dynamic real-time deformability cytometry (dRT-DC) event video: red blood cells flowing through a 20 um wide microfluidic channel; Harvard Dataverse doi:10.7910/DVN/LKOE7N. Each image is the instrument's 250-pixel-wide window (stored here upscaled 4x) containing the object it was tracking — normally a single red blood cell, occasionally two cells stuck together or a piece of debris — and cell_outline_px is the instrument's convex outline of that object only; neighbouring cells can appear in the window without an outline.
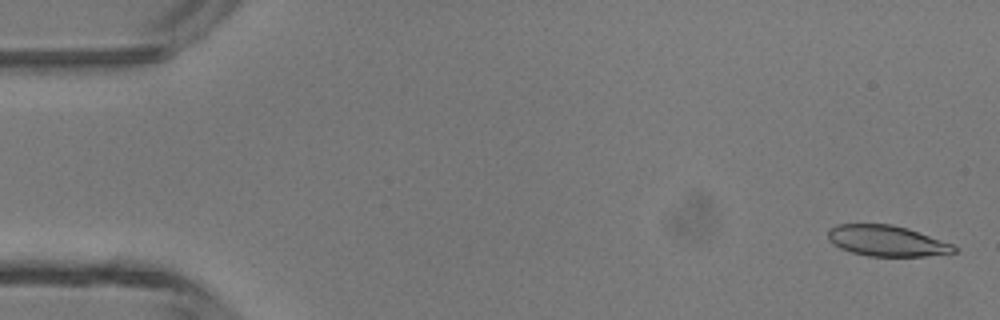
{"species": "common noctule bat (a hibernating species)", "species_latin": "Nyctalus noctula", "temperature_condition": "room temperature", "stored_images_in_passage": 47, "camera_frame_rate_fps": 3000, "um_per_image_px": 0.085, "animal": {"sex": "male", "body_mass_g": 13.3}, "frame": {"image": 1, "passage_image": 2, "time_ms": 0.333, "image_size_px": [1000, 320], "cell_outline_px": [[960, 248], [956, 252], [924, 256], [868, 256], [852, 252], [840, 248], [832, 244], [828, 240], [828, 228], [836, 224], [892, 224], [908, 228], [952, 244]], "centroid_in_image_um": [75.35, 20.46], "position_along_channel_um": 9.7, "area_um2": 22.72}}
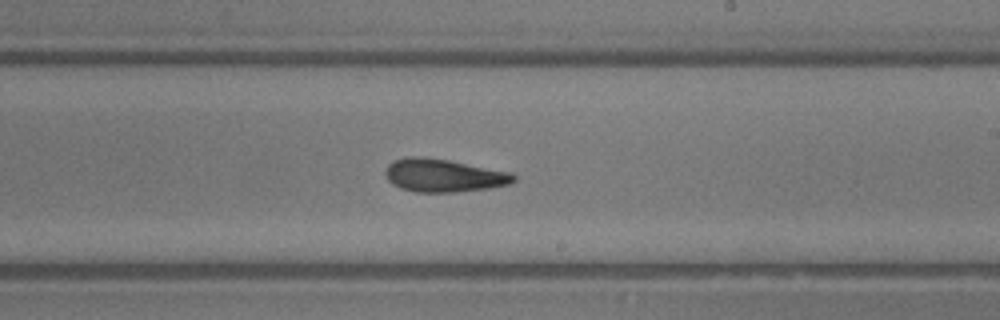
{"frame": {"image": 2, "passage_image": 28, "time_ms": 9.0, "image_size_px": [1000, 320], "cell_outline_px": [[516, 180], [508, 184], [488, 188], [456, 192], [416, 192], [400, 188], [392, 184], [384, 176], [384, 172], [388, 164], [392, 160], [408, 156], [416, 156], [448, 160], [512, 172], [516, 176]], "centroid_in_image_um": [37.67, 14.91], "position_along_channel_um": 251.3, "area_um2": 24.8}}
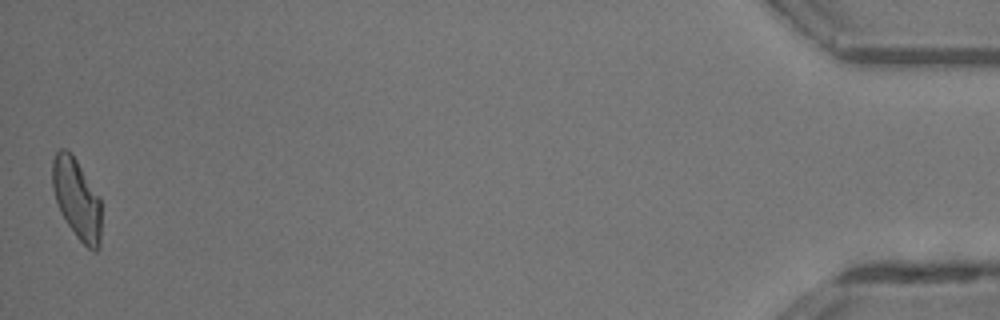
{"frame": {"image": 3, "passage_image": 47, "time_ms": 15.333, "image_size_px": [1000, 320], "cell_outline_px": [[100, 248], [96, 252], [92, 252], [76, 236], [60, 212], [52, 188], [52, 160], [56, 152], [60, 148], [64, 148], [76, 160], [100, 196]], "centroid_in_image_um": [6.53, 16.92], "position_along_channel_um": 428.7, "area_um2": 22.83}, "authors_computed_cell_mechanics": {"area_um2": 24.3916, "velocity_mm_per_s": 4.375, "shape_relaxation_time_tau1_ms": 6.6122, "shape_relaxation_time_tau2_ms": 3.4339, "deformation_change_tau1": 0.1826, "deformation_change_tau2": 0.1281}}